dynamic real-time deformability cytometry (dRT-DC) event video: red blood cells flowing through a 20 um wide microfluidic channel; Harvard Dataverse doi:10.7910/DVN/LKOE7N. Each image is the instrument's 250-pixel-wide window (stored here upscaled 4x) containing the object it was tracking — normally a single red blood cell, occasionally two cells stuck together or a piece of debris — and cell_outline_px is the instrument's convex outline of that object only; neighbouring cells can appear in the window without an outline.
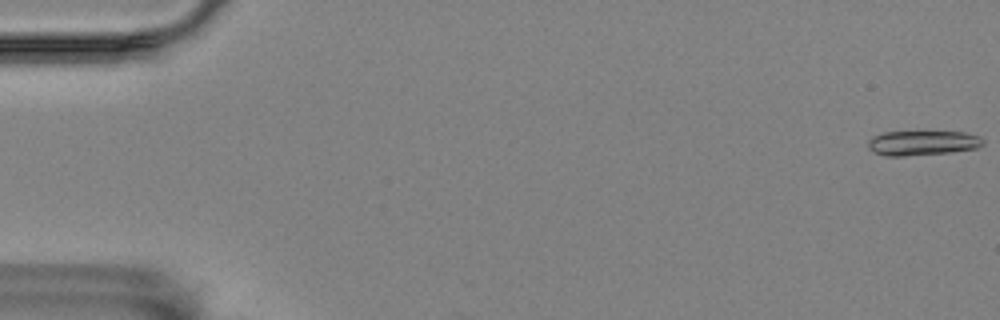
{"species": "Egyptian fruit bat (a non-hibernating species)", "species_latin": "Rousettus aegyptiacus", "temperature_condition": "room temperature", "stored_images_in_passage": 55, "camera_frame_rate_fps": 3000, "um_per_image_px": 0.085, "animal": {"sex": "female"}, "frame": {"image": 1, "passage_image": 1, "time_ms": 0.0, "image_size_px": [1000, 320], "cell_outline_px": [[984, 144], [976, 148], [952, 152], [904, 156], [884, 156], [872, 152], [868, 148], [868, 140], [872, 136], [884, 132], [964, 132], [980, 136], [984, 140]], "centroid_in_image_um": [78.39, 12.16], "position_along_channel_um": 6.6, "area_um2": 16.7}}
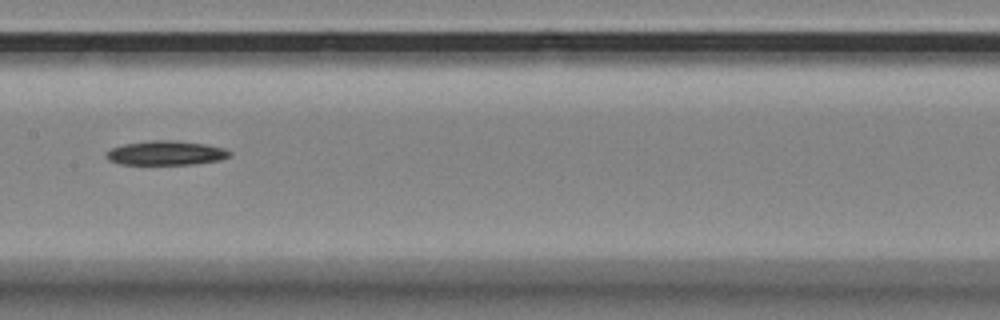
{"frame": {"image": 2, "passage_image": 29, "time_ms": 9.333, "image_size_px": [1000, 320], "cell_outline_px": [[232, 152], [228, 156], [220, 160], [192, 164], [120, 164], [108, 160], [104, 156], [112, 148], [124, 144], [148, 140], [176, 140], [204, 144], [224, 148]], "centroid_in_image_um": [14.08, 13.0], "position_along_channel_um": 193.3, "area_um2": 17.4}}
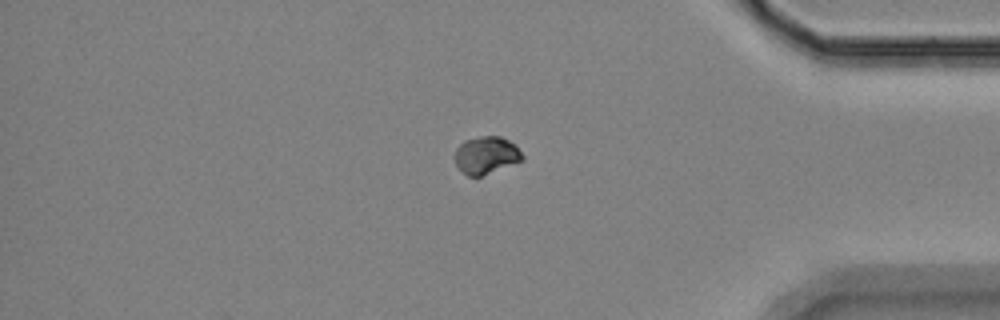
{"frame": {"image": 3, "passage_image": 48, "time_ms": 15.667, "image_size_px": [1000, 320], "cell_outline_px": [[524, 160], [480, 176], [468, 176], [456, 164], [456, 148], [464, 140], [480, 136], [500, 136], [516, 144], [524, 156]], "centroid_in_image_um": [41.37, 13.17], "position_along_channel_um": 393.8, "area_um2": 14.62}}